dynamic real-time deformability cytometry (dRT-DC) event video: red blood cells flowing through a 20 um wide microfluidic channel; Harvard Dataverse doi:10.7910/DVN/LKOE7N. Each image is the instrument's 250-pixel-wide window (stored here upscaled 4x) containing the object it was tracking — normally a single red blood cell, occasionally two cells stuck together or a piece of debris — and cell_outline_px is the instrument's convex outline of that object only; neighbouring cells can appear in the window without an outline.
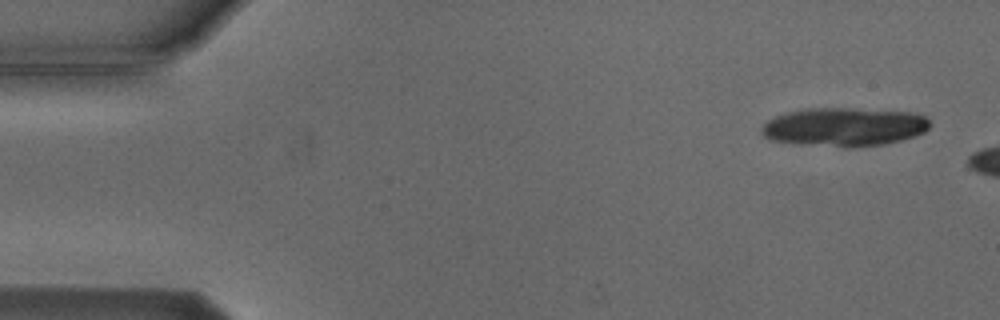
{"species": "Egyptian fruit bat (a non-hibernating species)", "species_latin": "Rousettus aegyptiacus", "temperature_condition": "cold", "stored_images_in_passage": 3, "camera_frame_rate_fps": 3000, "um_per_image_px": 0.085, "animal": {"sex": "male"}, "frame": {"image": 1, "passage_image": 1, "time_ms": 0.0, "image_size_px": [1000, 320], "cell_outline_px": [[928, 128], [924, 132], [900, 140], [884, 144], [848, 148], [844, 148], [768, 140], [760, 132], [760, 128], [768, 120], [776, 116], [788, 112], [804, 108], [844, 108], [916, 112], [924, 116], [928, 120]], "centroid_in_image_um": [71.72, 10.79], "position_along_channel_um": 13.3, "area_um2": 37.92}}